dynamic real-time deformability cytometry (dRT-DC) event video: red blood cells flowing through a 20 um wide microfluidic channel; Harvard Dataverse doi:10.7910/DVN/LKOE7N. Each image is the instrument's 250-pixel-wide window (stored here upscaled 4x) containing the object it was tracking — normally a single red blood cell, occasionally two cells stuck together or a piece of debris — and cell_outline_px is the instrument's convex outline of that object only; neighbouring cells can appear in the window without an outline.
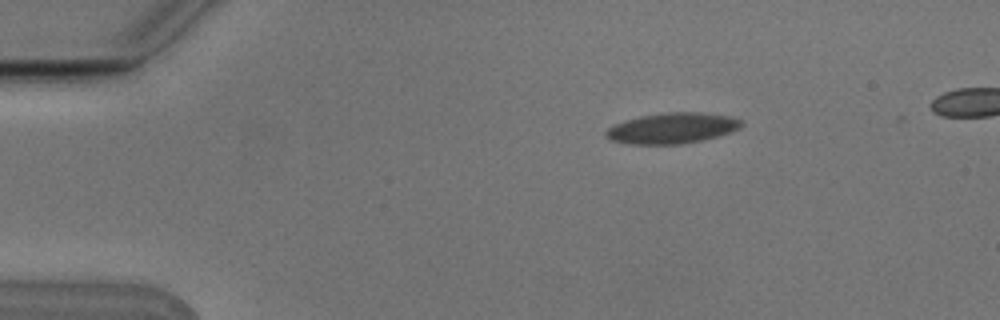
{"species": "Egyptian fruit bat (a non-hibernating species)", "species_latin": "Rousettus aegyptiacus", "temperature_condition": "cold", "stored_images_in_passage": 4, "camera_frame_rate_fps": 3000, "um_per_image_px": 0.085, "animal": {"sex": "male"}, "frame": {"image": 1, "passage_image": 1, "time_ms": 0.0, "image_size_px": [1000, 320], "cell_outline_px": [[744, 124], [740, 128], [716, 136], [700, 140], [680, 144], [628, 144], [612, 140], [604, 136], [604, 132], [612, 124], [640, 116], [668, 112], [700, 112], [732, 116], [744, 120]], "centroid_in_image_um": [57.13, 10.88], "position_along_channel_um": 27.9, "area_um2": 24.28}}